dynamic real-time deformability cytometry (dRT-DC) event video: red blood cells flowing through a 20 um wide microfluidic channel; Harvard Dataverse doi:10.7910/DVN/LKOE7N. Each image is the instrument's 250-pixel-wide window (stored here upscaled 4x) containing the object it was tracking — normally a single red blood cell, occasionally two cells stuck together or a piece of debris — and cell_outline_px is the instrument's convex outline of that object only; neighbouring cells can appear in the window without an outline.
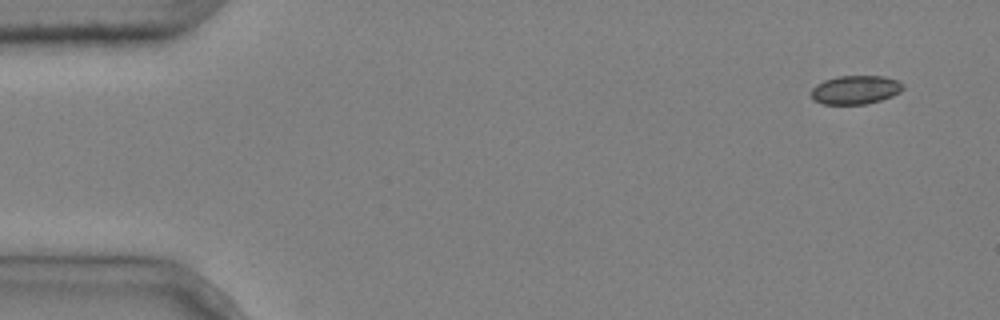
{"species": "common noctule bat (a hibernating species)", "species_latin": "Nyctalus noctula", "temperature_condition": "cold", "stored_images_in_passage": 2, "camera_frame_rate_fps": 3000, "um_per_image_px": 0.085, "animal": {"sex": "male", "body_mass_g": 20.4}, "frame": {"image": 1, "passage_image": 1, "time_ms": 0.0, "image_size_px": [1000, 320], "cell_outline_px": [[904, 88], [900, 92], [892, 96], [880, 100], [864, 104], [824, 104], [812, 100], [812, 88], [816, 84], [824, 80], [836, 76], [884, 76], [896, 80], [904, 84]], "centroid_in_image_um": [72.7, 7.63], "position_along_channel_um": 12.3, "area_um2": 15.37}}